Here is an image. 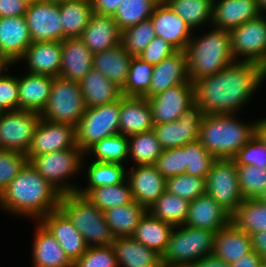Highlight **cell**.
I'll return each mask as SVG.
<instances>
[{
  "label": "cell",
  "instance_id": "obj_5",
  "mask_svg": "<svg viewBox=\"0 0 266 267\" xmlns=\"http://www.w3.org/2000/svg\"><path fill=\"white\" fill-rule=\"evenodd\" d=\"M58 208L82 234L88 247L110 246L115 236L105 221L104 213L84 195L62 194Z\"/></svg>",
  "mask_w": 266,
  "mask_h": 267
},
{
  "label": "cell",
  "instance_id": "obj_38",
  "mask_svg": "<svg viewBox=\"0 0 266 267\" xmlns=\"http://www.w3.org/2000/svg\"><path fill=\"white\" fill-rule=\"evenodd\" d=\"M231 223L252 235L266 230V203L257 199H244L231 214Z\"/></svg>",
  "mask_w": 266,
  "mask_h": 267
},
{
  "label": "cell",
  "instance_id": "obj_4",
  "mask_svg": "<svg viewBox=\"0 0 266 267\" xmlns=\"http://www.w3.org/2000/svg\"><path fill=\"white\" fill-rule=\"evenodd\" d=\"M213 28V29H212ZM211 31L196 35L192 33L186 48L188 77L194 81L216 74L235 62L232 55L228 30L211 27Z\"/></svg>",
  "mask_w": 266,
  "mask_h": 267
},
{
  "label": "cell",
  "instance_id": "obj_11",
  "mask_svg": "<svg viewBox=\"0 0 266 267\" xmlns=\"http://www.w3.org/2000/svg\"><path fill=\"white\" fill-rule=\"evenodd\" d=\"M229 35L236 61L255 62L266 69V15L260 14L231 29Z\"/></svg>",
  "mask_w": 266,
  "mask_h": 267
},
{
  "label": "cell",
  "instance_id": "obj_27",
  "mask_svg": "<svg viewBox=\"0 0 266 267\" xmlns=\"http://www.w3.org/2000/svg\"><path fill=\"white\" fill-rule=\"evenodd\" d=\"M151 106L144 97L120 98L119 133L127 137L153 129Z\"/></svg>",
  "mask_w": 266,
  "mask_h": 267
},
{
  "label": "cell",
  "instance_id": "obj_32",
  "mask_svg": "<svg viewBox=\"0 0 266 267\" xmlns=\"http://www.w3.org/2000/svg\"><path fill=\"white\" fill-rule=\"evenodd\" d=\"M86 108L116 102L122 97L121 88L93 68L79 82Z\"/></svg>",
  "mask_w": 266,
  "mask_h": 267
},
{
  "label": "cell",
  "instance_id": "obj_26",
  "mask_svg": "<svg viewBox=\"0 0 266 267\" xmlns=\"http://www.w3.org/2000/svg\"><path fill=\"white\" fill-rule=\"evenodd\" d=\"M61 66L59 76L80 82L93 68V54L80 38H65L61 41Z\"/></svg>",
  "mask_w": 266,
  "mask_h": 267
},
{
  "label": "cell",
  "instance_id": "obj_1",
  "mask_svg": "<svg viewBox=\"0 0 266 267\" xmlns=\"http://www.w3.org/2000/svg\"><path fill=\"white\" fill-rule=\"evenodd\" d=\"M264 80L266 69L262 65L235 61L216 74L194 81V102L205 114H238Z\"/></svg>",
  "mask_w": 266,
  "mask_h": 267
},
{
  "label": "cell",
  "instance_id": "obj_42",
  "mask_svg": "<svg viewBox=\"0 0 266 267\" xmlns=\"http://www.w3.org/2000/svg\"><path fill=\"white\" fill-rule=\"evenodd\" d=\"M128 150V137L119 133L95 143L85 152V156L90 153L93 161L124 165L128 158Z\"/></svg>",
  "mask_w": 266,
  "mask_h": 267
},
{
  "label": "cell",
  "instance_id": "obj_55",
  "mask_svg": "<svg viewBox=\"0 0 266 267\" xmlns=\"http://www.w3.org/2000/svg\"><path fill=\"white\" fill-rule=\"evenodd\" d=\"M178 50L160 37L155 36L139 57L151 65H157Z\"/></svg>",
  "mask_w": 266,
  "mask_h": 267
},
{
  "label": "cell",
  "instance_id": "obj_51",
  "mask_svg": "<svg viewBox=\"0 0 266 267\" xmlns=\"http://www.w3.org/2000/svg\"><path fill=\"white\" fill-rule=\"evenodd\" d=\"M154 166L165 178L186 174L185 148L182 146L162 150Z\"/></svg>",
  "mask_w": 266,
  "mask_h": 267
},
{
  "label": "cell",
  "instance_id": "obj_48",
  "mask_svg": "<svg viewBox=\"0 0 266 267\" xmlns=\"http://www.w3.org/2000/svg\"><path fill=\"white\" fill-rule=\"evenodd\" d=\"M183 147L185 148L186 174L206 178L217 159L198 140L187 143Z\"/></svg>",
  "mask_w": 266,
  "mask_h": 267
},
{
  "label": "cell",
  "instance_id": "obj_28",
  "mask_svg": "<svg viewBox=\"0 0 266 267\" xmlns=\"http://www.w3.org/2000/svg\"><path fill=\"white\" fill-rule=\"evenodd\" d=\"M32 244V267H72L55 237L39 222L35 223Z\"/></svg>",
  "mask_w": 266,
  "mask_h": 267
},
{
  "label": "cell",
  "instance_id": "obj_56",
  "mask_svg": "<svg viewBox=\"0 0 266 267\" xmlns=\"http://www.w3.org/2000/svg\"><path fill=\"white\" fill-rule=\"evenodd\" d=\"M28 5L27 0H0V18L25 16Z\"/></svg>",
  "mask_w": 266,
  "mask_h": 267
},
{
  "label": "cell",
  "instance_id": "obj_37",
  "mask_svg": "<svg viewBox=\"0 0 266 267\" xmlns=\"http://www.w3.org/2000/svg\"><path fill=\"white\" fill-rule=\"evenodd\" d=\"M93 14L90 0H66L60 3L63 39L80 38Z\"/></svg>",
  "mask_w": 266,
  "mask_h": 267
},
{
  "label": "cell",
  "instance_id": "obj_64",
  "mask_svg": "<svg viewBox=\"0 0 266 267\" xmlns=\"http://www.w3.org/2000/svg\"><path fill=\"white\" fill-rule=\"evenodd\" d=\"M39 1H46V2H53V3H62V2H64V1H66V0H39Z\"/></svg>",
  "mask_w": 266,
  "mask_h": 267
},
{
  "label": "cell",
  "instance_id": "obj_63",
  "mask_svg": "<svg viewBox=\"0 0 266 267\" xmlns=\"http://www.w3.org/2000/svg\"><path fill=\"white\" fill-rule=\"evenodd\" d=\"M261 202L266 203V188L258 198Z\"/></svg>",
  "mask_w": 266,
  "mask_h": 267
},
{
  "label": "cell",
  "instance_id": "obj_33",
  "mask_svg": "<svg viewBox=\"0 0 266 267\" xmlns=\"http://www.w3.org/2000/svg\"><path fill=\"white\" fill-rule=\"evenodd\" d=\"M132 56L121 44L93 54V69L100 71L111 82L122 88L127 80Z\"/></svg>",
  "mask_w": 266,
  "mask_h": 267
},
{
  "label": "cell",
  "instance_id": "obj_41",
  "mask_svg": "<svg viewBox=\"0 0 266 267\" xmlns=\"http://www.w3.org/2000/svg\"><path fill=\"white\" fill-rule=\"evenodd\" d=\"M190 202L165 191L162 196L148 209L156 218L172 226L184 225Z\"/></svg>",
  "mask_w": 266,
  "mask_h": 267
},
{
  "label": "cell",
  "instance_id": "obj_6",
  "mask_svg": "<svg viewBox=\"0 0 266 267\" xmlns=\"http://www.w3.org/2000/svg\"><path fill=\"white\" fill-rule=\"evenodd\" d=\"M215 232L197 229L187 225L176 226L171 232L161 264L176 267H189L202 257L213 253Z\"/></svg>",
  "mask_w": 266,
  "mask_h": 267
},
{
  "label": "cell",
  "instance_id": "obj_62",
  "mask_svg": "<svg viewBox=\"0 0 266 267\" xmlns=\"http://www.w3.org/2000/svg\"><path fill=\"white\" fill-rule=\"evenodd\" d=\"M261 14L266 15V0H257Z\"/></svg>",
  "mask_w": 266,
  "mask_h": 267
},
{
  "label": "cell",
  "instance_id": "obj_53",
  "mask_svg": "<svg viewBox=\"0 0 266 267\" xmlns=\"http://www.w3.org/2000/svg\"><path fill=\"white\" fill-rule=\"evenodd\" d=\"M73 265L75 267H118L112 245L88 247Z\"/></svg>",
  "mask_w": 266,
  "mask_h": 267
},
{
  "label": "cell",
  "instance_id": "obj_59",
  "mask_svg": "<svg viewBox=\"0 0 266 267\" xmlns=\"http://www.w3.org/2000/svg\"><path fill=\"white\" fill-rule=\"evenodd\" d=\"M251 236L252 250L266 260V230L253 233Z\"/></svg>",
  "mask_w": 266,
  "mask_h": 267
},
{
  "label": "cell",
  "instance_id": "obj_61",
  "mask_svg": "<svg viewBox=\"0 0 266 267\" xmlns=\"http://www.w3.org/2000/svg\"><path fill=\"white\" fill-rule=\"evenodd\" d=\"M256 135L266 146V118L259 119L256 124Z\"/></svg>",
  "mask_w": 266,
  "mask_h": 267
},
{
  "label": "cell",
  "instance_id": "obj_67",
  "mask_svg": "<svg viewBox=\"0 0 266 267\" xmlns=\"http://www.w3.org/2000/svg\"><path fill=\"white\" fill-rule=\"evenodd\" d=\"M160 267H176V266L161 265Z\"/></svg>",
  "mask_w": 266,
  "mask_h": 267
},
{
  "label": "cell",
  "instance_id": "obj_2",
  "mask_svg": "<svg viewBox=\"0 0 266 267\" xmlns=\"http://www.w3.org/2000/svg\"><path fill=\"white\" fill-rule=\"evenodd\" d=\"M61 195L27 162L0 194V208L13 216L39 221L58 209Z\"/></svg>",
  "mask_w": 266,
  "mask_h": 267
},
{
  "label": "cell",
  "instance_id": "obj_46",
  "mask_svg": "<svg viewBox=\"0 0 266 267\" xmlns=\"http://www.w3.org/2000/svg\"><path fill=\"white\" fill-rule=\"evenodd\" d=\"M155 36V30L150 18L124 29L121 32L120 44L132 57H136L143 52Z\"/></svg>",
  "mask_w": 266,
  "mask_h": 267
},
{
  "label": "cell",
  "instance_id": "obj_31",
  "mask_svg": "<svg viewBox=\"0 0 266 267\" xmlns=\"http://www.w3.org/2000/svg\"><path fill=\"white\" fill-rule=\"evenodd\" d=\"M112 246L118 267H160L161 255L133 237L115 238Z\"/></svg>",
  "mask_w": 266,
  "mask_h": 267
},
{
  "label": "cell",
  "instance_id": "obj_36",
  "mask_svg": "<svg viewBox=\"0 0 266 267\" xmlns=\"http://www.w3.org/2000/svg\"><path fill=\"white\" fill-rule=\"evenodd\" d=\"M147 209L132 201L123 206H116L104 211L105 221L110 227L115 238L132 237L141 217Z\"/></svg>",
  "mask_w": 266,
  "mask_h": 267
},
{
  "label": "cell",
  "instance_id": "obj_60",
  "mask_svg": "<svg viewBox=\"0 0 266 267\" xmlns=\"http://www.w3.org/2000/svg\"><path fill=\"white\" fill-rule=\"evenodd\" d=\"M189 267H230V265L211 254L202 257L198 261L192 263Z\"/></svg>",
  "mask_w": 266,
  "mask_h": 267
},
{
  "label": "cell",
  "instance_id": "obj_39",
  "mask_svg": "<svg viewBox=\"0 0 266 267\" xmlns=\"http://www.w3.org/2000/svg\"><path fill=\"white\" fill-rule=\"evenodd\" d=\"M193 30L212 23L213 0H164ZM209 23V25L207 24Z\"/></svg>",
  "mask_w": 266,
  "mask_h": 267
},
{
  "label": "cell",
  "instance_id": "obj_40",
  "mask_svg": "<svg viewBox=\"0 0 266 267\" xmlns=\"http://www.w3.org/2000/svg\"><path fill=\"white\" fill-rule=\"evenodd\" d=\"M128 146V159L134 161L132 167L154 165L163 150L153 130L129 136Z\"/></svg>",
  "mask_w": 266,
  "mask_h": 267
},
{
  "label": "cell",
  "instance_id": "obj_9",
  "mask_svg": "<svg viewBox=\"0 0 266 267\" xmlns=\"http://www.w3.org/2000/svg\"><path fill=\"white\" fill-rule=\"evenodd\" d=\"M120 99L110 104L86 108L75 127L77 147L85 152L98 141L119 134Z\"/></svg>",
  "mask_w": 266,
  "mask_h": 267
},
{
  "label": "cell",
  "instance_id": "obj_18",
  "mask_svg": "<svg viewBox=\"0 0 266 267\" xmlns=\"http://www.w3.org/2000/svg\"><path fill=\"white\" fill-rule=\"evenodd\" d=\"M31 44L25 16L0 18V60L15 65Z\"/></svg>",
  "mask_w": 266,
  "mask_h": 267
},
{
  "label": "cell",
  "instance_id": "obj_7",
  "mask_svg": "<svg viewBox=\"0 0 266 267\" xmlns=\"http://www.w3.org/2000/svg\"><path fill=\"white\" fill-rule=\"evenodd\" d=\"M84 156L81 149H63L33 157L29 162L61 194H69L79 187L70 178L82 172Z\"/></svg>",
  "mask_w": 266,
  "mask_h": 267
},
{
  "label": "cell",
  "instance_id": "obj_65",
  "mask_svg": "<svg viewBox=\"0 0 266 267\" xmlns=\"http://www.w3.org/2000/svg\"><path fill=\"white\" fill-rule=\"evenodd\" d=\"M259 267H266V260H263V261L261 262V264L259 265Z\"/></svg>",
  "mask_w": 266,
  "mask_h": 267
},
{
  "label": "cell",
  "instance_id": "obj_35",
  "mask_svg": "<svg viewBox=\"0 0 266 267\" xmlns=\"http://www.w3.org/2000/svg\"><path fill=\"white\" fill-rule=\"evenodd\" d=\"M173 229L174 226L170 223L161 221L147 210L141 217L132 237L162 255Z\"/></svg>",
  "mask_w": 266,
  "mask_h": 267
},
{
  "label": "cell",
  "instance_id": "obj_15",
  "mask_svg": "<svg viewBox=\"0 0 266 267\" xmlns=\"http://www.w3.org/2000/svg\"><path fill=\"white\" fill-rule=\"evenodd\" d=\"M32 42L62 41L60 3L33 1L25 13Z\"/></svg>",
  "mask_w": 266,
  "mask_h": 267
},
{
  "label": "cell",
  "instance_id": "obj_10",
  "mask_svg": "<svg viewBox=\"0 0 266 267\" xmlns=\"http://www.w3.org/2000/svg\"><path fill=\"white\" fill-rule=\"evenodd\" d=\"M206 194L232 214L244 200L233 159H217L206 177Z\"/></svg>",
  "mask_w": 266,
  "mask_h": 267
},
{
  "label": "cell",
  "instance_id": "obj_16",
  "mask_svg": "<svg viewBox=\"0 0 266 267\" xmlns=\"http://www.w3.org/2000/svg\"><path fill=\"white\" fill-rule=\"evenodd\" d=\"M152 110L153 124L178 120L194 103V87L191 81L166 89L147 99Z\"/></svg>",
  "mask_w": 266,
  "mask_h": 267
},
{
  "label": "cell",
  "instance_id": "obj_52",
  "mask_svg": "<svg viewBox=\"0 0 266 267\" xmlns=\"http://www.w3.org/2000/svg\"><path fill=\"white\" fill-rule=\"evenodd\" d=\"M11 67L12 64H6L0 71V108L3 111L19 110L18 77L7 73Z\"/></svg>",
  "mask_w": 266,
  "mask_h": 267
},
{
  "label": "cell",
  "instance_id": "obj_34",
  "mask_svg": "<svg viewBox=\"0 0 266 267\" xmlns=\"http://www.w3.org/2000/svg\"><path fill=\"white\" fill-rule=\"evenodd\" d=\"M85 157L82 161V171H85L87 185L84 187L79 186L76 191L78 194L85 196L91 189L120 184L127 179V166L91 160L85 170Z\"/></svg>",
  "mask_w": 266,
  "mask_h": 267
},
{
  "label": "cell",
  "instance_id": "obj_50",
  "mask_svg": "<svg viewBox=\"0 0 266 267\" xmlns=\"http://www.w3.org/2000/svg\"><path fill=\"white\" fill-rule=\"evenodd\" d=\"M28 162L24 153L0 149V194Z\"/></svg>",
  "mask_w": 266,
  "mask_h": 267
},
{
  "label": "cell",
  "instance_id": "obj_23",
  "mask_svg": "<svg viewBox=\"0 0 266 267\" xmlns=\"http://www.w3.org/2000/svg\"><path fill=\"white\" fill-rule=\"evenodd\" d=\"M61 41L32 42L18 60L25 62L28 73L59 76L61 66Z\"/></svg>",
  "mask_w": 266,
  "mask_h": 267
},
{
  "label": "cell",
  "instance_id": "obj_19",
  "mask_svg": "<svg viewBox=\"0 0 266 267\" xmlns=\"http://www.w3.org/2000/svg\"><path fill=\"white\" fill-rule=\"evenodd\" d=\"M155 35L173 45L178 51H185L192 36V29L185 20L162 0L151 15Z\"/></svg>",
  "mask_w": 266,
  "mask_h": 267
},
{
  "label": "cell",
  "instance_id": "obj_45",
  "mask_svg": "<svg viewBox=\"0 0 266 267\" xmlns=\"http://www.w3.org/2000/svg\"><path fill=\"white\" fill-rule=\"evenodd\" d=\"M153 69L154 65L139 56L132 57L126 83L121 88L122 96L143 97L149 91Z\"/></svg>",
  "mask_w": 266,
  "mask_h": 267
},
{
  "label": "cell",
  "instance_id": "obj_20",
  "mask_svg": "<svg viewBox=\"0 0 266 267\" xmlns=\"http://www.w3.org/2000/svg\"><path fill=\"white\" fill-rule=\"evenodd\" d=\"M39 222L55 237L73 264L88 249L82 234L59 208L43 216Z\"/></svg>",
  "mask_w": 266,
  "mask_h": 267
},
{
  "label": "cell",
  "instance_id": "obj_29",
  "mask_svg": "<svg viewBox=\"0 0 266 267\" xmlns=\"http://www.w3.org/2000/svg\"><path fill=\"white\" fill-rule=\"evenodd\" d=\"M53 78L28 72L18 76L19 110L41 113L48 102Z\"/></svg>",
  "mask_w": 266,
  "mask_h": 267
},
{
  "label": "cell",
  "instance_id": "obj_58",
  "mask_svg": "<svg viewBox=\"0 0 266 267\" xmlns=\"http://www.w3.org/2000/svg\"><path fill=\"white\" fill-rule=\"evenodd\" d=\"M263 259L252 250L238 260L232 262L230 267H259Z\"/></svg>",
  "mask_w": 266,
  "mask_h": 267
},
{
  "label": "cell",
  "instance_id": "obj_43",
  "mask_svg": "<svg viewBox=\"0 0 266 267\" xmlns=\"http://www.w3.org/2000/svg\"><path fill=\"white\" fill-rule=\"evenodd\" d=\"M162 0H123L119 8L112 16L119 29H124L137 25L138 23L150 19L156 6Z\"/></svg>",
  "mask_w": 266,
  "mask_h": 267
},
{
  "label": "cell",
  "instance_id": "obj_49",
  "mask_svg": "<svg viewBox=\"0 0 266 267\" xmlns=\"http://www.w3.org/2000/svg\"><path fill=\"white\" fill-rule=\"evenodd\" d=\"M238 183L244 199H257L266 188V169L253 165L237 166Z\"/></svg>",
  "mask_w": 266,
  "mask_h": 267
},
{
  "label": "cell",
  "instance_id": "obj_14",
  "mask_svg": "<svg viewBox=\"0 0 266 267\" xmlns=\"http://www.w3.org/2000/svg\"><path fill=\"white\" fill-rule=\"evenodd\" d=\"M63 149H80L76 144L75 127L40 118L26 153L28 162L33 157Z\"/></svg>",
  "mask_w": 266,
  "mask_h": 267
},
{
  "label": "cell",
  "instance_id": "obj_44",
  "mask_svg": "<svg viewBox=\"0 0 266 267\" xmlns=\"http://www.w3.org/2000/svg\"><path fill=\"white\" fill-rule=\"evenodd\" d=\"M85 197L103 212L133 201L131 187L127 179L120 184L91 189Z\"/></svg>",
  "mask_w": 266,
  "mask_h": 267
},
{
  "label": "cell",
  "instance_id": "obj_12",
  "mask_svg": "<svg viewBox=\"0 0 266 267\" xmlns=\"http://www.w3.org/2000/svg\"><path fill=\"white\" fill-rule=\"evenodd\" d=\"M40 118V113L28 110L3 111L0 114V149L26 154Z\"/></svg>",
  "mask_w": 266,
  "mask_h": 267
},
{
  "label": "cell",
  "instance_id": "obj_3",
  "mask_svg": "<svg viewBox=\"0 0 266 267\" xmlns=\"http://www.w3.org/2000/svg\"><path fill=\"white\" fill-rule=\"evenodd\" d=\"M237 114H205L198 141L216 159H233L255 135L254 122H242Z\"/></svg>",
  "mask_w": 266,
  "mask_h": 267
},
{
  "label": "cell",
  "instance_id": "obj_13",
  "mask_svg": "<svg viewBox=\"0 0 266 267\" xmlns=\"http://www.w3.org/2000/svg\"><path fill=\"white\" fill-rule=\"evenodd\" d=\"M204 115L203 109L194 102L178 120L154 125L152 130L161 148L182 147L197 141Z\"/></svg>",
  "mask_w": 266,
  "mask_h": 267
},
{
  "label": "cell",
  "instance_id": "obj_66",
  "mask_svg": "<svg viewBox=\"0 0 266 267\" xmlns=\"http://www.w3.org/2000/svg\"><path fill=\"white\" fill-rule=\"evenodd\" d=\"M6 64L2 61V60H0V71H1V69L5 66Z\"/></svg>",
  "mask_w": 266,
  "mask_h": 267
},
{
  "label": "cell",
  "instance_id": "obj_21",
  "mask_svg": "<svg viewBox=\"0 0 266 267\" xmlns=\"http://www.w3.org/2000/svg\"><path fill=\"white\" fill-rule=\"evenodd\" d=\"M189 81L186 51H177L154 65L149 91L143 97L152 98L168 88Z\"/></svg>",
  "mask_w": 266,
  "mask_h": 267
},
{
  "label": "cell",
  "instance_id": "obj_30",
  "mask_svg": "<svg viewBox=\"0 0 266 267\" xmlns=\"http://www.w3.org/2000/svg\"><path fill=\"white\" fill-rule=\"evenodd\" d=\"M251 251V236L232 223L214 235L212 254L229 265Z\"/></svg>",
  "mask_w": 266,
  "mask_h": 267
},
{
  "label": "cell",
  "instance_id": "obj_17",
  "mask_svg": "<svg viewBox=\"0 0 266 267\" xmlns=\"http://www.w3.org/2000/svg\"><path fill=\"white\" fill-rule=\"evenodd\" d=\"M127 181L133 200L147 210L166 191V178L154 165H139L127 169Z\"/></svg>",
  "mask_w": 266,
  "mask_h": 267
},
{
  "label": "cell",
  "instance_id": "obj_25",
  "mask_svg": "<svg viewBox=\"0 0 266 267\" xmlns=\"http://www.w3.org/2000/svg\"><path fill=\"white\" fill-rule=\"evenodd\" d=\"M121 32L111 15L94 13L80 39L95 54L117 47L121 42Z\"/></svg>",
  "mask_w": 266,
  "mask_h": 267
},
{
  "label": "cell",
  "instance_id": "obj_22",
  "mask_svg": "<svg viewBox=\"0 0 266 267\" xmlns=\"http://www.w3.org/2000/svg\"><path fill=\"white\" fill-rule=\"evenodd\" d=\"M260 14L257 0H213L210 27L230 31Z\"/></svg>",
  "mask_w": 266,
  "mask_h": 267
},
{
  "label": "cell",
  "instance_id": "obj_54",
  "mask_svg": "<svg viewBox=\"0 0 266 267\" xmlns=\"http://www.w3.org/2000/svg\"><path fill=\"white\" fill-rule=\"evenodd\" d=\"M237 166L253 165L266 169V146L255 135L233 158Z\"/></svg>",
  "mask_w": 266,
  "mask_h": 267
},
{
  "label": "cell",
  "instance_id": "obj_57",
  "mask_svg": "<svg viewBox=\"0 0 266 267\" xmlns=\"http://www.w3.org/2000/svg\"><path fill=\"white\" fill-rule=\"evenodd\" d=\"M123 0H90L93 12L113 16Z\"/></svg>",
  "mask_w": 266,
  "mask_h": 267
},
{
  "label": "cell",
  "instance_id": "obj_47",
  "mask_svg": "<svg viewBox=\"0 0 266 267\" xmlns=\"http://www.w3.org/2000/svg\"><path fill=\"white\" fill-rule=\"evenodd\" d=\"M166 191L191 202L206 193V178L188 174L166 178Z\"/></svg>",
  "mask_w": 266,
  "mask_h": 267
},
{
  "label": "cell",
  "instance_id": "obj_8",
  "mask_svg": "<svg viewBox=\"0 0 266 267\" xmlns=\"http://www.w3.org/2000/svg\"><path fill=\"white\" fill-rule=\"evenodd\" d=\"M86 106L80 90L79 82L61 78H53L50 95L40 117L50 122L78 124Z\"/></svg>",
  "mask_w": 266,
  "mask_h": 267
},
{
  "label": "cell",
  "instance_id": "obj_24",
  "mask_svg": "<svg viewBox=\"0 0 266 267\" xmlns=\"http://www.w3.org/2000/svg\"><path fill=\"white\" fill-rule=\"evenodd\" d=\"M231 223V214L206 193L192 200L184 225L215 233Z\"/></svg>",
  "mask_w": 266,
  "mask_h": 267
}]
</instances>
